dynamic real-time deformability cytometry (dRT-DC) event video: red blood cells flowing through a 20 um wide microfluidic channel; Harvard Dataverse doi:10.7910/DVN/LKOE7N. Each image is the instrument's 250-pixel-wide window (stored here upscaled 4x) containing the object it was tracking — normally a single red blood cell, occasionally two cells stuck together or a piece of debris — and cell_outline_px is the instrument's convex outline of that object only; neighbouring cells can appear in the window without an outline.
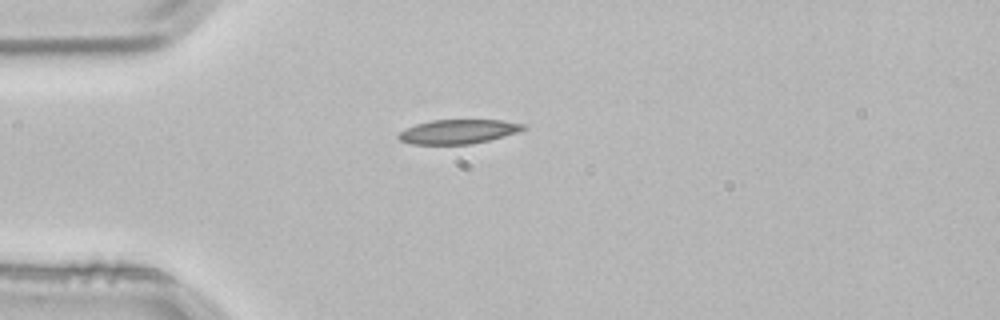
{"species": "common noctule bat (a hibernating species)", "species_latin": "Nyctalus noctula", "temperature_condition": "room temperature", "stored_images_in_passage": 1, "camera_frame_rate_fps": 3000, "um_per_image_px": 0.085, "animal": {"sex": "male", "body_mass_g": 21.5, "forearm_length_mm": 52.0}, "frame": {"image": 1, "passage_image": 1, "time_ms": 0.0, "image_size_px": [1000, 320], "cell_outline_px": [[528, 128], [516, 132], [488, 140], [472, 144], [412, 144], [400, 140], [396, 136], [400, 132], [416, 124], [432, 120], [500, 120], [524, 124]], "centroid_in_image_um": [38.93, 11.18], "position_along_channel_um": 46.1, "area_um2": 17.4}}